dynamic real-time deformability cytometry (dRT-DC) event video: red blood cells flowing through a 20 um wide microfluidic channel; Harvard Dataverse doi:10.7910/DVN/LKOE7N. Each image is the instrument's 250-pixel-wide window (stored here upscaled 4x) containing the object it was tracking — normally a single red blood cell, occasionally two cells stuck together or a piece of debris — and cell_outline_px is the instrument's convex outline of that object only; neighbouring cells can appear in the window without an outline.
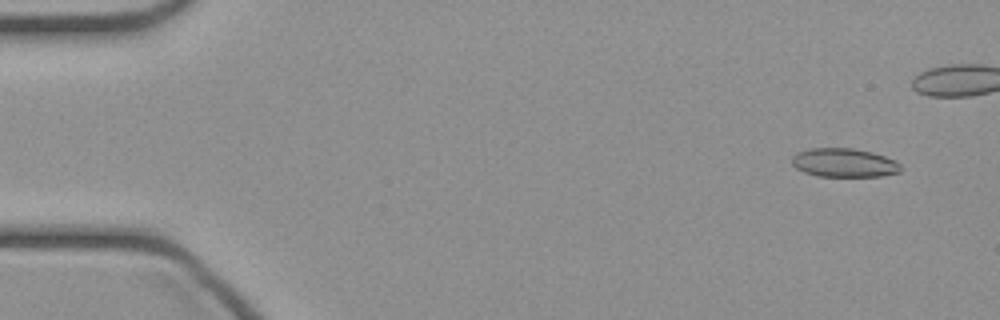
{"species": "common noctule bat (a hibernating species)", "species_latin": "Nyctalus noctula", "temperature_condition": "cold", "stored_images_in_passage": 12, "camera_frame_rate_fps": 3000, "um_per_image_px": 0.085, "animal": {"sex": "female", "body_mass_g": 21.9}, "frame": {"image": 1, "passage_image": 4, "time_ms": 1.0, "image_size_px": [1000, 320], "cell_outline_px": [[900, 172], [880, 176], [820, 176], [804, 172], [796, 168], [792, 164], [792, 156], [796, 152], [808, 148], [852, 148], [872, 152], [896, 160], [900, 164]], "centroid_in_image_um": [71.73, 13.82], "position_along_channel_um": 13.3, "area_um2": 18.26}}